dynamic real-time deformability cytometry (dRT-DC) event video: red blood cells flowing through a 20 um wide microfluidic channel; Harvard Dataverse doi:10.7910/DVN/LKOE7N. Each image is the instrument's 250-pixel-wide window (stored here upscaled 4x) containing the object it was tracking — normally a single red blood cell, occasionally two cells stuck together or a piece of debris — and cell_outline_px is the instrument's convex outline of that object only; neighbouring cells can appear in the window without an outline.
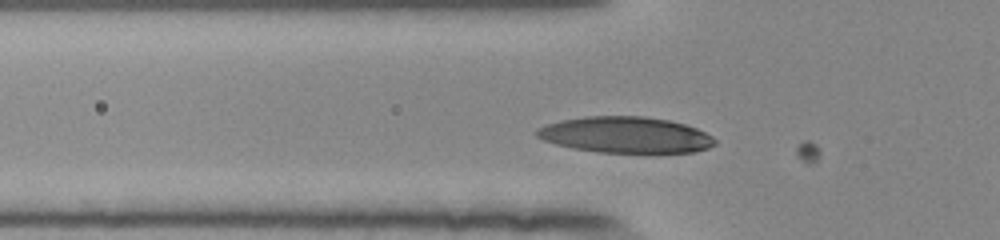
{"species": "human", "species_latin": "Homo sapiens", "temperature_condition": "room temperature", "stored_images_in_passage": 32, "camera_frame_rate_fps": 3000, "um_per_image_px": 0.085, "donor": {"sex": "female"}, "frame": {"image": 1, "passage_image": 3, "time_ms": 0.667, "image_size_px": [1000, 240], "cell_outline_px": [[700, 148], [680, 152], [628, 152], [584, 120], [656, 120], [676, 124], [688, 128], [696, 132]], "centroid_in_image_um": [55.07, 11.51], "position_along_channel_um": 70.7, "area_um2": 19.48}}
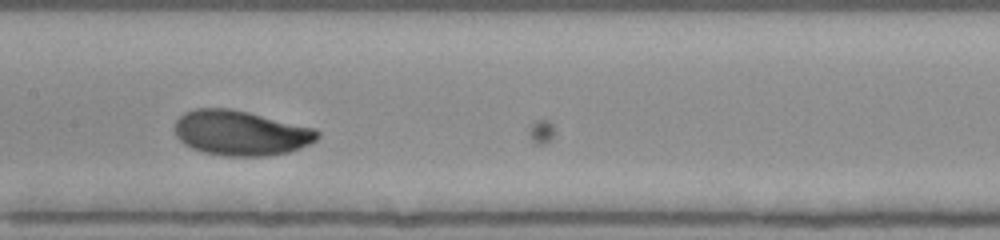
{"frame": {"image": 2, "passage_image": 12, "time_ms": 3.667, "image_size_px": [1000, 240], "cell_outline_px": [[312, 136], [308, 140], [288, 148], [216, 148], [224, 116], [228, 112], [248, 116], [312, 132]], "centroid_in_image_um": [21.93, 11.36], "position_along_channel_um": 185.5, "area_um2": 17.05}}
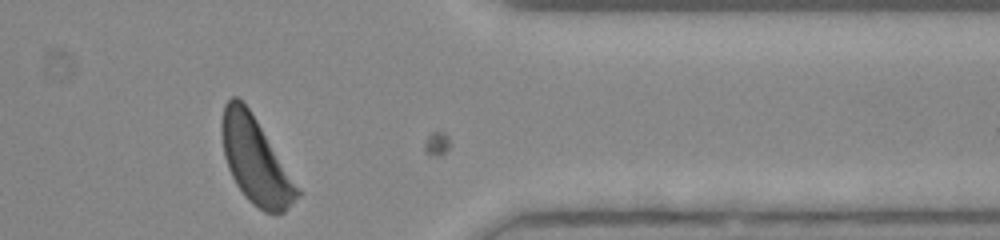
{"frame": {"image": 3, "passage_image": 29, "time_ms": 9.333, "image_size_px": [1000, 240], "cell_outline_px": [[284, 184], [260, 204], [240, 184], [228, 160], [224, 144], [224, 116], [228, 104], [232, 100], [236, 100], [248, 112], [256, 124], [260, 132]], "centroid_in_image_um": [21.2, 13.08], "position_along_channel_um": 390.2, "area_um2": 24.85}}